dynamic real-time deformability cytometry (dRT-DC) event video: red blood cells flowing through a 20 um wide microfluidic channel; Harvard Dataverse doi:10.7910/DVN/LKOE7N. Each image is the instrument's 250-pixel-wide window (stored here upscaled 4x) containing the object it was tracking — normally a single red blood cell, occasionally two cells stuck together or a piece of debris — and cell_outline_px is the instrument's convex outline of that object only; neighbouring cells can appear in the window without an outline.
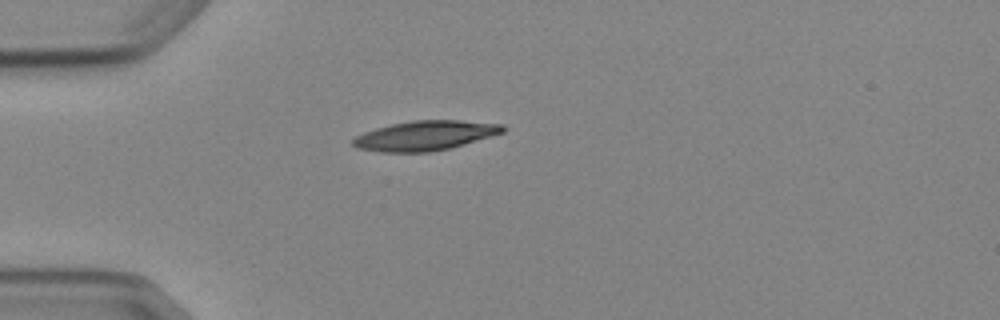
{"species": "Egyptian fruit bat (a non-hibernating species)", "species_latin": "Rousettus aegyptiacus", "temperature_condition": "cold", "stored_images_in_passage": 1, "camera_frame_rate_fps": 3000, "um_per_image_px": 0.085, "animal": {"sex": "female"}, "frame": {"image": 1, "passage_image": 1, "time_ms": 0.0, "image_size_px": [1000, 320], "cell_outline_px": [[508, 128], [504, 132], [464, 144], [432, 152], [380, 152], [356, 148], [352, 144], [352, 140], [356, 136], [364, 132], [376, 128], [392, 124], [412, 120], [460, 120], [504, 124]], "centroid_in_image_um": [36.14, 11.52], "position_along_channel_um": 48.9, "area_um2": 25.95}}